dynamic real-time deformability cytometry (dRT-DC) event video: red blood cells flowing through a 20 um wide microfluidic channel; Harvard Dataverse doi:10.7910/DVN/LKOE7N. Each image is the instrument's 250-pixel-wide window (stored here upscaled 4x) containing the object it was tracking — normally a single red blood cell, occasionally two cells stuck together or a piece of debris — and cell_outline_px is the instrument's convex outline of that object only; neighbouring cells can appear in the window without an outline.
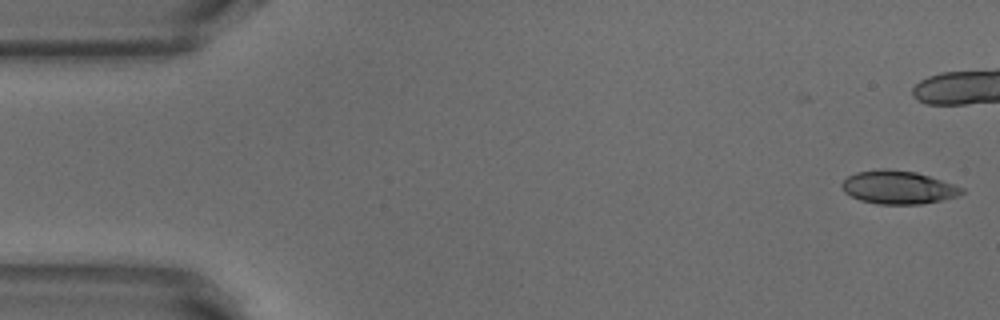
{"species": "common noctule bat (a hibernating species)", "species_latin": "Nyctalus noctula", "temperature_condition": "warm", "stored_images_in_passage": 3, "camera_frame_rate_fps": 3000, "um_per_image_px": 0.085, "animal": {"sex": "male", "body_mass_g": 18.8}, "frame": {"image": 1, "passage_image": 3, "time_ms": 0.667, "image_size_px": [1000, 320], "cell_outline_px": [[964, 192], [956, 196], [940, 200], [920, 204], [876, 204], [860, 200], [844, 192], [840, 184], [848, 176], [856, 172], [884, 168], [916, 172], [964, 188]], "centroid_in_image_um": [76.3, 15.92], "position_along_channel_um": 8.7, "area_um2": 23.0}}